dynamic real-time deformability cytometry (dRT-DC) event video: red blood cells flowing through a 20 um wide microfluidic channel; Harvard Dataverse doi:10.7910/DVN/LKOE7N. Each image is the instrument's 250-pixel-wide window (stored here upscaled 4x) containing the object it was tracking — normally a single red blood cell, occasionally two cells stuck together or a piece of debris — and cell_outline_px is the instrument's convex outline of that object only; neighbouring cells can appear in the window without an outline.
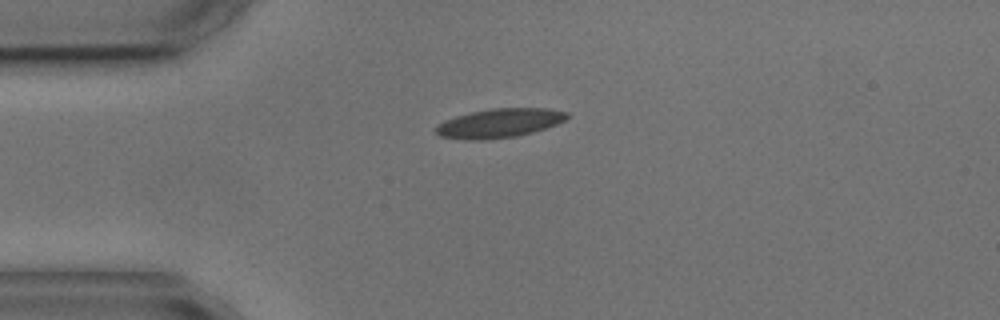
{"species": "common noctule bat (a hibernating species)", "species_latin": "Nyctalus noctula", "temperature_condition": "cold", "stored_images_in_passage": 4, "camera_frame_rate_fps": 3000, "um_per_image_px": 0.085, "animal": {"sex": "male", "body_mass_g": 17.9, "forearm_length_mm": 54.2}, "frame": {"image": 1, "passage_image": 1, "time_ms": 0.0, "image_size_px": [1000, 320], "cell_outline_px": [[568, 116], [564, 120], [556, 124], [532, 132], [516, 136], [484, 140], [464, 140], [440, 136], [436, 132], [436, 124], [444, 120], [456, 116], [472, 112], [492, 108], [544, 108], [568, 112]], "centroid_in_image_um": [42.4, 10.47], "position_along_channel_um": 42.6, "area_um2": 22.08}}